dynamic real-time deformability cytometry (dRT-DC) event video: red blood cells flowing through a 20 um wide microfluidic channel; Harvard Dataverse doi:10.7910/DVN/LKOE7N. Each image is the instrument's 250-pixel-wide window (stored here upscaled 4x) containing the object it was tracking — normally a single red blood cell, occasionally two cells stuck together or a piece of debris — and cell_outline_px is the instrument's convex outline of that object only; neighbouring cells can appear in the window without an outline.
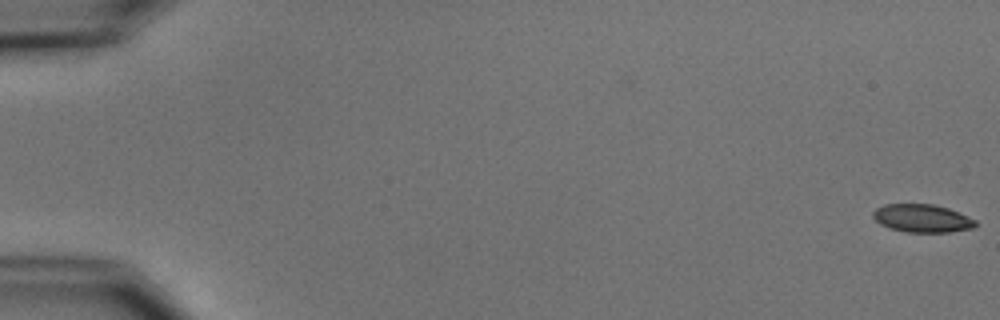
{"species": "common noctule bat (a hibernating species)", "species_latin": "Nyctalus noctula", "temperature_condition": "cold", "stored_images_in_passage": 2, "camera_frame_rate_fps": 3000, "um_per_image_px": 0.085, "animal": {"sex": "male", "body_mass_g": 15.6}, "frame": {"image": 1, "passage_image": 2, "time_ms": 1.333, "image_size_px": [1000, 320], "cell_outline_px": [[976, 224], [972, 228], [948, 232], [908, 232], [892, 228], [880, 224], [872, 216], [872, 212], [876, 208], [884, 204], [932, 204], [948, 208], [976, 220]], "centroid_in_image_um": [78.36, 18.55], "position_along_channel_um": 6.6, "area_um2": 16.53}}